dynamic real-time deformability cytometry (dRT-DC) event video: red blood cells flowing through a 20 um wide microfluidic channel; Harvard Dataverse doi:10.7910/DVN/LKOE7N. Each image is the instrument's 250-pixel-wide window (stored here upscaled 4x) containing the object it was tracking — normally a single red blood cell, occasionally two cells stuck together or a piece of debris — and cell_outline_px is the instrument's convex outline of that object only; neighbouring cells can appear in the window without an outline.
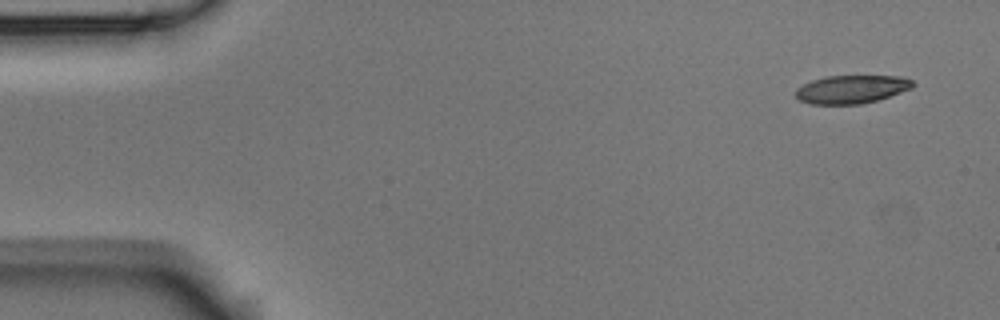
{"species": "Egyptian fruit bat (a non-hibernating species)", "species_latin": "Rousettus aegyptiacus", "temperature_condition": "room temperature", "stored_images_in_passage": 8, "camera_frame_rate_fps": 3000, "um_per_image_px": 0.085, "animal": {"sex": "male"}, "frame": {"image": 1, "passage_image": 1, "time_ms": 0.0, "image_size_px": [1000, 320], "cell_outline_px": [[916, 84], [912, 88], [876, 100], [860, 104], [808, 104], [800, 100], [796, 96], [796, 88], [812, 80], [824, 76], [900, 76], [912, 80]], "centroid_in_image_um": [72.37, 7.58], "position_along_channel_um": 12.6, "area_um2": 19.19}}
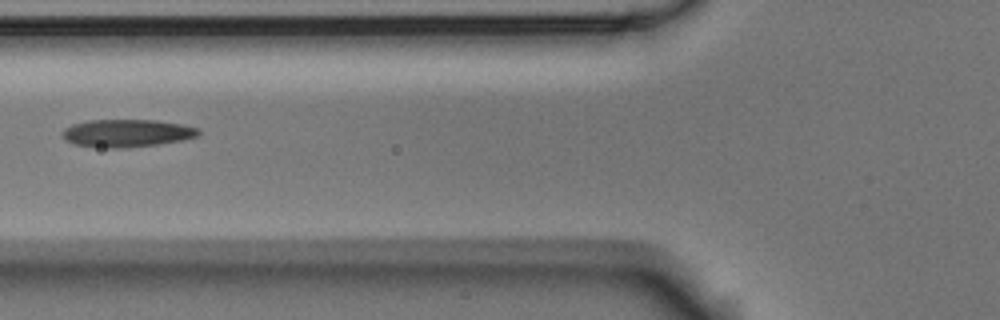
{"frame": {"image": 2, "passage_image": 6, "time_ms": 6.0, "image_size_px": [1000, 320], "cell_outline_px": [[200, 136], [184, 140], [160, 144], [124, 148], [108, 148], [72, 144], [64, 140], [60, 132], [64, 128], [72, 124], [88, 120], [156, 120], [184, 124], [200, 128]], "centroid_in_image_um": [10.8, 11.32], "position_along_channel_um": 115.0, "area_um2": 22.43}}
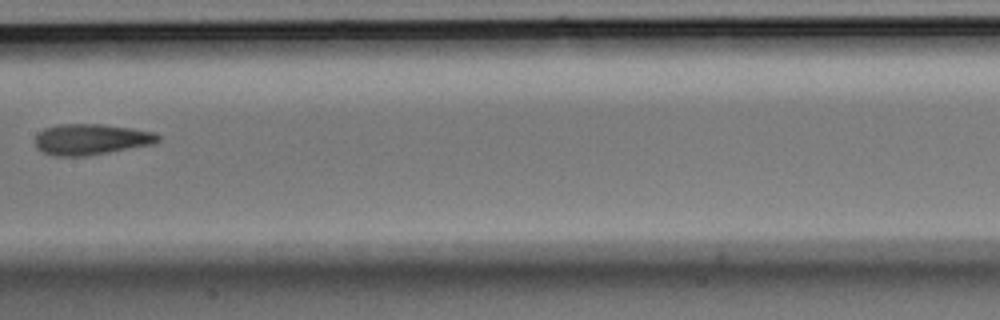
{"frame": {"image": 3, "passage_image": 8, "time_ms": 8.333, "image_size_px": [1000, 320], "cell_outline_px": [[160, 140], [156, 144], [84, 156], [56, 156], [44, 152], [36, 148], [36, 136], [44, 128], [60, 124], [100, 124], [156, 132], [160, 136]], "centroid_in_image_um": [7.77, 11.84], "position_along_channel_um": 199.6, "area_um2": 22.02}}